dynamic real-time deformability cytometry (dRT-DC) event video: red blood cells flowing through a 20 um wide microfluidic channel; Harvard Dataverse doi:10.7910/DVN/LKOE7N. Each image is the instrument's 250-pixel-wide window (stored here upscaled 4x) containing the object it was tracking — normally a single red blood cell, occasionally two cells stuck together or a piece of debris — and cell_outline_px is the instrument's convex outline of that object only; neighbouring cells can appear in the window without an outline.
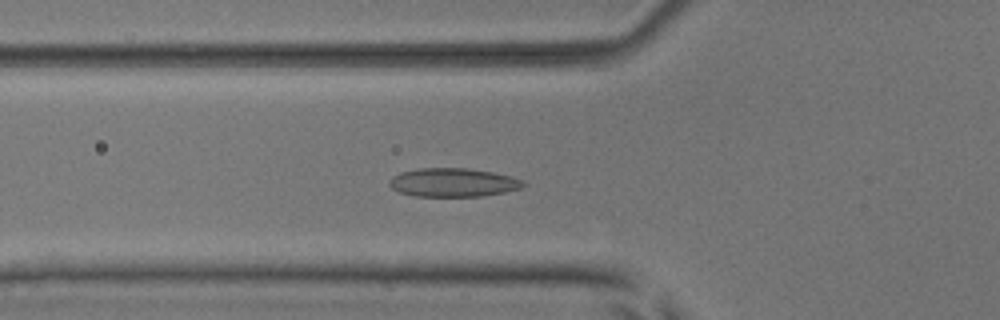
{"species": "common noctule bat (a hibernating species)", "species_latin": "Nyctalus noctula", "temperature_condition": "room temperature", "stored_images_in_passage": 54, "camera_frame_rate_fps": 3000, "um_per_image_px": 0.085, "animal": {"sex": "male", "body_mass_g": 17.9, "forearm_length_mm": 54.2}, "frame": {"image": 1, "passage_image": 20, "time_ms": 6.333, "image_size_px": [1000, 320], "cell_outline_px": [[528, 184], [520, 188], [504, 192], [480, 196], [412, 196], [400, 192], [392, 188], [388, 184], [388, 180], [392, 176], [400, 172], [420, 168], [468, 168], [492, 172], [512, 176], [524, 180]], "centroid_in_image_um": [38.51, 15.5], "position_along_channel_um": 87.3, "area_um2": 22.48}}
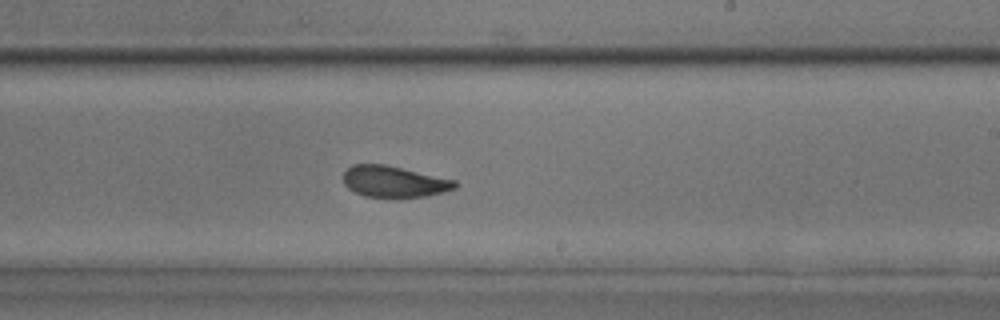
{"frame": {"image": 2, "passage_image": 33, "time_ms": 10.667, "image_size_px": [1000, 320], "cell_outline_px": [[460, 184], [456, 188], [444, 192], [428, 196], [392, 200], [364, 196], [348, 188], [344, 184], [344, 172], [352, 164], [384, 164], [456, 180]], "centroid_in_image_um": [33.53, 15.48], "position_along_channel_um": 255.5, "area_um2": 21.04}}
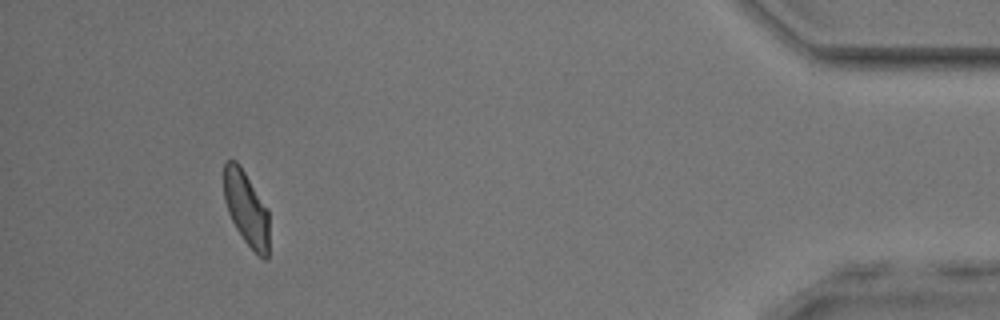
{"frame": {"image": 3, "passage_image": 50, "time_ms": 16.333, "image_size_px": [1000, 320], "cell_outline_px": [[268, 260], [264, 260], [244, 240], [236, 228], [228, 212], [224, 200], [224, 160], [236, 160], [240, 164], [268, 208]], "centroid_in_image_um": [20.93, 17.67], "position_along_channel_um": 414.3, "area_um2": 19.65}, "authors_computed_cell_mechanics": {"area_um2": 21.2704, "velocity_mm_per_s": 3.8871, "shape_relaxation_time_tau1_ms": 6.7541, "shape_relaxation_time_tau2_ms": 2.0344, "deformation_change_tau1": 0.1559, "deformation_change_tau2": 0.0433}}